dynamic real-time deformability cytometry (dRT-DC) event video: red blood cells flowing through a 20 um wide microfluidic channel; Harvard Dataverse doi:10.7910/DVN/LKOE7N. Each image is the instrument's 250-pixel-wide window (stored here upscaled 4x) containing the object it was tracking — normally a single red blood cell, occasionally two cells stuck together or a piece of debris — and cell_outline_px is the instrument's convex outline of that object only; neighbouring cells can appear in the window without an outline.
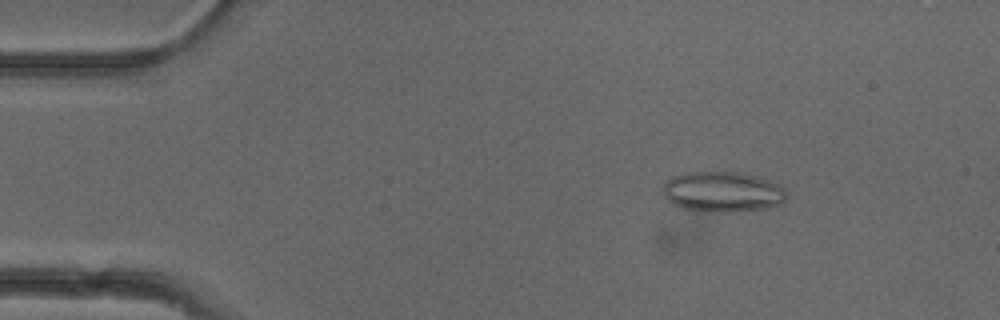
{"species": "common noctule bat (a hibernating species)", "species_latin": "Nyctalus noctula", "temperature_condition": "cold", "stored_images_in_passage": 17, "camera_frame_rate_fps": 3000, "um_per_image_px": 0.085, "animal": {"sex": "female"}, "frame": {"image": 1, "passage_image": 8, "time_ms": 2.333, "image_size_px": [1000, 320], "cell_outline_px": [[788, 196], [780, 204], [768, 208], [736, 212], [712, 212], [684, 208], [668, 200], [664, 196], [664, 184], [672, 176], [684, 172], [736, 172], [760, 176], [780, 184], [784, 188]], "centroid_in_image_um": [61.48, 16.3], "position_along_channel_um": 23.5, "area_um2": 29.3}}